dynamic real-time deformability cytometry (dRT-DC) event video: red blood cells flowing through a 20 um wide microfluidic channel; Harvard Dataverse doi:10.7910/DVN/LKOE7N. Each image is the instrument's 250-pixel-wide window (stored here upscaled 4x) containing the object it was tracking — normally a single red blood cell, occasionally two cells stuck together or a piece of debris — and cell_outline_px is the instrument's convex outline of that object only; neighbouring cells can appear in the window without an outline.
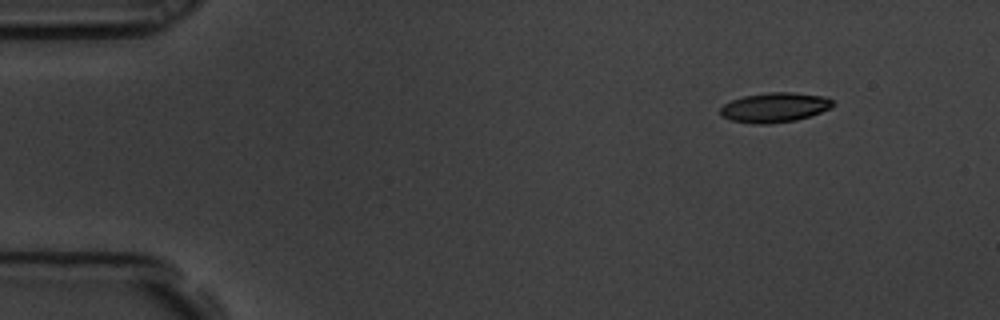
{"species": "common noctule bat (a hibernating species)", "species_latin": "Nyctalus noctula", "temperature_condition": "room temperature", "stored_images_in_passage": 3, "camera_frame_rate_fps": 3000, "um_per_image_px": 0.085, "animal": {"sex": "male", "body_mass_g": 19.5, "forearm_length_mm": 54.6}, "frame": {"image": 1, "passage_image": 1, "time_ms": 0.0, "image_size_px": [1000, 320], "cell_outline_px": [[836, 104], [832, 108], [796, 120], [768, 124], [756, 124], [732, 120], [720, 116], [720, 108], [724, 104], [732, 100], [744, 96], [768, 92], [792, 92], [824, 96], [832, 100]], "centroid_in_image_um": [65.85, 9.13], "position_along_channel_um": 19.1, "area_um2": 19.48}}